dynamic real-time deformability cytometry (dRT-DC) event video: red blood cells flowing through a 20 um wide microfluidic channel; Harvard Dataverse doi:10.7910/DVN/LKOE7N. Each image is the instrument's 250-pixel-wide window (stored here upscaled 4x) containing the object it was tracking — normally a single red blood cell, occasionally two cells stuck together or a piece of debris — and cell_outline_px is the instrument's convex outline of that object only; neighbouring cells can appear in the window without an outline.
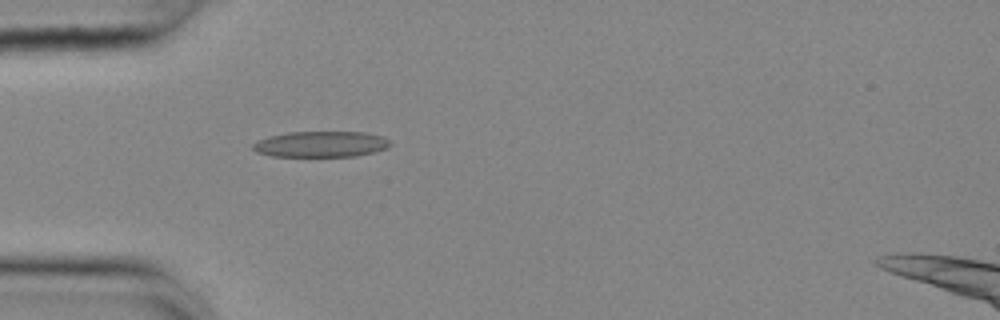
{"species": "common noctule bat (a hibernating species)", "species_latin": "Nyctalus noctula", "temperature_condition": "cold", "stored_images_in_passage": 40, "camera_frame_rate_fps": 3000, "um_per_image_px": 0.085, "animal": {"sex": "female", "body_mass_g": 25.1}, "frame": {"image": 1, "passage_image": 1, "time_ms": 0.0, "image_size_px": [1000, 320], "cell_outline_px": [[392, 144], [388, 148], [376, 152], [356, 156], [272, 156], [256, 152], [252, 148], [252, 144], [268, 136], [288, 132], [364, 132], [384, 136], [392, 140]], "centroid_in_image_um": [27.35, 12.25], "position_along_channel_um": 57.7, "area_um2": 20.92}}
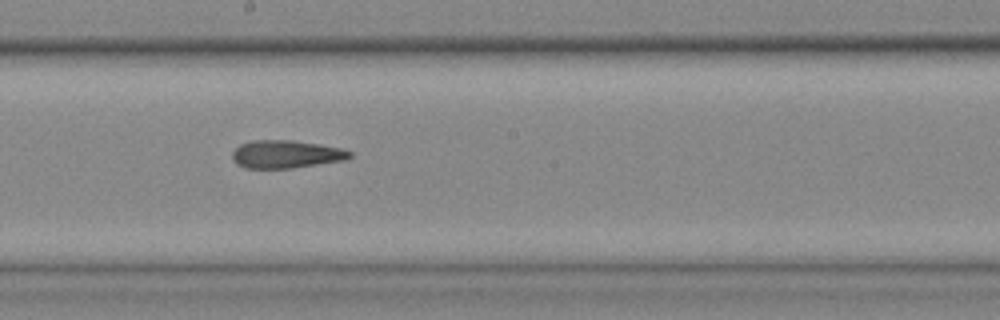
{"frame": {"image": 2, "passage_image": 15, "time_ms": 4.667, "image_size_px": [1000, 320], "cell_outline_px": [[352, 156], [344, 160], [292, 168], [244, 168], [236, 164], [232, 160], [232, 152], [240, 144], [252, 140], [292, 140], [320, 144], [344, 148], [352, 152]], "centroid_in_image_um": [24.3, 13.1], "position_along_channel_um": 223.9, "area_um2": 19.25}}
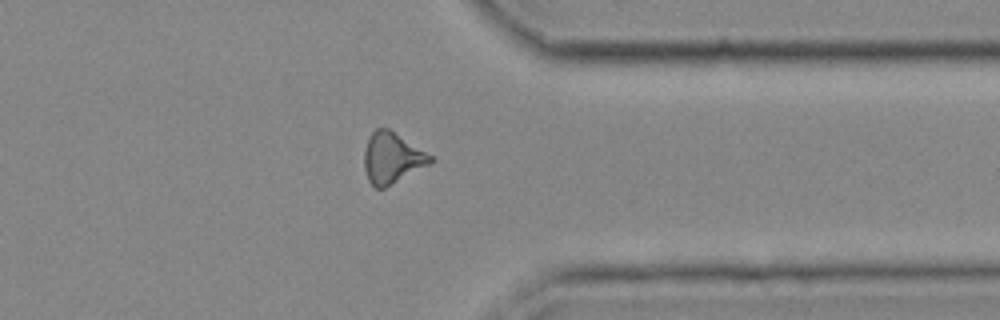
{"frame": {"image": 3, "passage_image": 28, "time_ms": 9.0, "image_size_px": [1000, 320], "cell_outline_px": [[436, 160], [384, 188], [376, 188], [368, 180], [364, 168], [364, 148], [372, 132], [376, 128], [388, 128], [432, 156]], "centroid_in_image_um": [33.29, 13.42], "position_along_channel_um": 378.1, "area_um2": 19.25}, "authors_computed_cell_mechanics": {"area_um2": 19.2474, "velocity_mm_per_s": 3.6678, "shape_relaxation_time_tau1_ms": null, "shape_relaxation_time_tau2_ms": 6.0433, "deformation_change_tau1": null, "deformation_change_tau2": 0.1731}}